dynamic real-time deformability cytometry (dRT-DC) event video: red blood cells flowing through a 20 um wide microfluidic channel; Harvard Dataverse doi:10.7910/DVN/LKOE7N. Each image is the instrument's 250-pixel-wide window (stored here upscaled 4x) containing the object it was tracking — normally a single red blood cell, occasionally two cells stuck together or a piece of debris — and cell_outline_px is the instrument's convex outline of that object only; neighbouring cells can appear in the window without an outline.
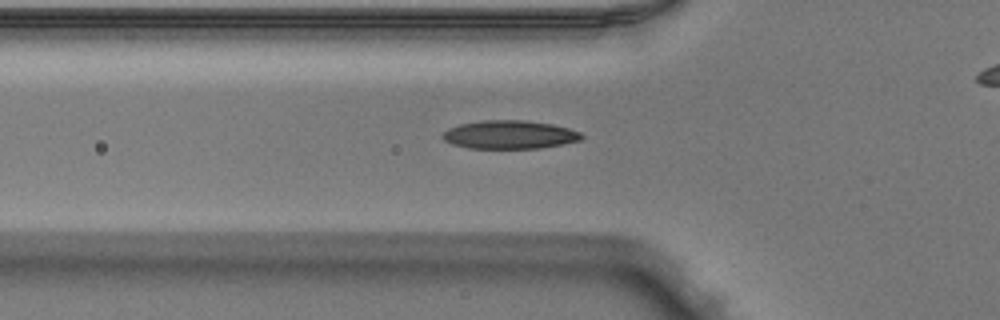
{"species": "Egyptian fruit bat (a non-hibernating species)", "species_latin": "Rousettus aegyptiacus", "temperature_condition": "warm", "stored_images_in_passage": 44, "camera_frame_rate_fps": 3000, "um_per_image_px": 0.085, "animal": {"sex": "male"}, "frame": {"image": 1, "passage_image": 17, "time_ms": 5.333, "image_size_px": [1000, 320], "cell_outline_px": [[584, 136], [580, 140], [540, 148], [468, 148], [452, 144], [444, 140], [440, 136], [448, 128], [460, 124], [484, 120], [524, 120], [552, 124], [568, 128], [580, 132]], "centroid_in_image_um": [43.28, 11.44], "position_along_channel_um": 82.5, "area_um2": 22.89}}
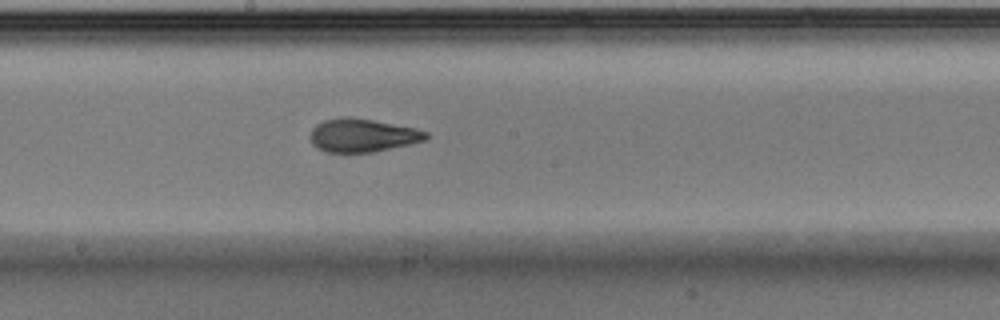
{"frame": {"image": 2, "passage_image": 27, "time_ms": 8.667, "image_size_px": [1000, 320], "cell_outline_px": [[428, 136], [424, 140], [408, 144], [372, 152], [324, 152], [316, 148], [312, 144], [308, 136], [312, 128], [316, 124], [324, 120], [344, 116], [348, 116], [372, 120], [416, 128], [428, 132]], "centroid_in_image_um": [30.74, 11.5], "position_along_channel_um": 217.5, "area_um2": 22.48}}
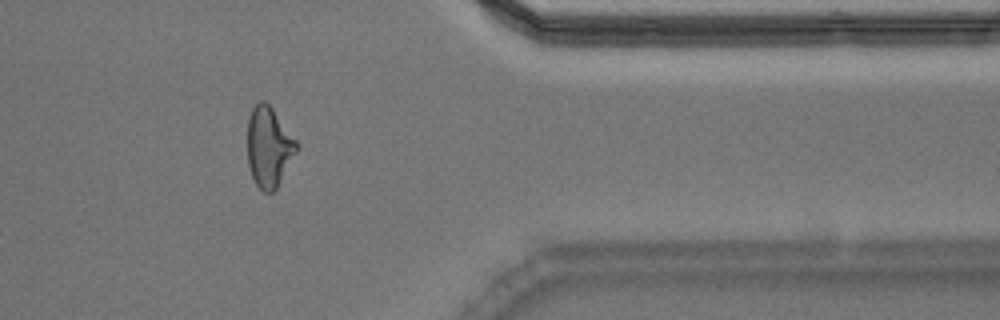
{"frame": {"image": 3, "passage_image": 41, "time_ms": 13.333, "image_size_px": [1000, 320], "cell_outline_px": [[300, 144], [296, 152], [276, 188], [272, 192], [264, 192], [256, 184], [252, 176], [248, 164], [248, 120], [252, 108], [260, 100], [264, 100], [272, 108]], "centroid_in_image_um": [22.85, 12.47], "position_along_channel_um": 388.5, "area_um2": 22.72}}